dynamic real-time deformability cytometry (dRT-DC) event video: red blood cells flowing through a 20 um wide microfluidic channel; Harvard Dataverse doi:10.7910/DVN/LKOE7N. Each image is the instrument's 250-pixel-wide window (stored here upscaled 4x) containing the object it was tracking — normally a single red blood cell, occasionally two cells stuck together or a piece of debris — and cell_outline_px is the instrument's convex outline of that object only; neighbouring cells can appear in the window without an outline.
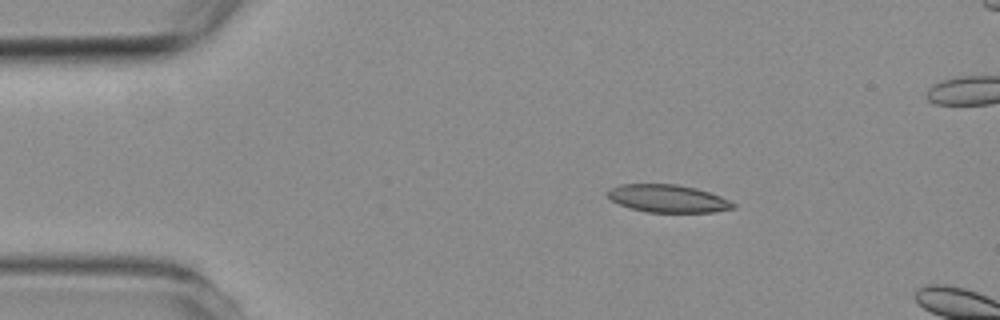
{"species": "common noctule bat (a hibernating species)", "species_latin": "Nyctalus noctula", "temperature_condition": "room temperature", "stored_images_in_passage": 3, "camera_frame_rate_fps": 3000, "um_per_image_px": 0.085, "animal": {"sex": "female", "body_mass_g": 19.3, "forearm_length_mm": 54.1}, "frame": {"image": 1, "passage_image": 2, "time_ms": 1.333, "image_size_px": [1000, 320], "cell_outline_px": [[736, 204], [732, 208], [712, 212], [648, 212], [632, 208], [620, 204], [612, 200], [604, 192], [608, 188], [620, 184], [676, 184], [696, 188], [720, 196]], "centroid_in_image_um": [56.71, 16.86], "position_along_channel_um": 28.3, "area_um2": 20.11}}